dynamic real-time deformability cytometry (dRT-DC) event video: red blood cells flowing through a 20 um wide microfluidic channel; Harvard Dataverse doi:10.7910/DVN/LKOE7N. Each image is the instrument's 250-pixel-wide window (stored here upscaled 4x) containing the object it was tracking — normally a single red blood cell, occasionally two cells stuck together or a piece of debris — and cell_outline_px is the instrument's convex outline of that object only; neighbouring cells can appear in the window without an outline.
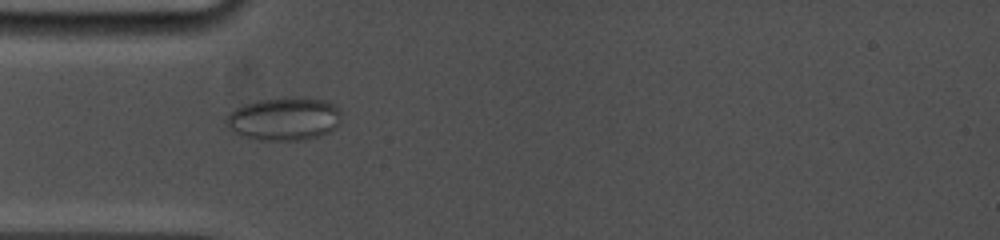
{"species": "common noctule bat (a hibernating species)", "species_latin": "Nyctalus noctula", "temperature_condition": "cold", "stored_images_in_passage": 29, "camera_frame_rate_fps": 5000, "um_per_image_px": 0.085, "animal": {"sex": "female", "body_mass_g": 19.0, "forearm_length_mm": 53.3}, "frame": {"image": 1, "passage_image": 3, "time_ms": 1.4, "image_size_px": [1000, 240], "cell_outline_px": [[340, 120], [336, 128], [328, 132], [304, 140], [260, 140], [244, 136], [236, 132], [224, 120], [224, 116], [228, 112], [244, 104], [256, 100], [300, 96], [328, 100], [340, 108]], "centroid_in_image_um": [24.18, 10.07], "position_along_channel_um": 60.8, "area_um2": 29.19}}
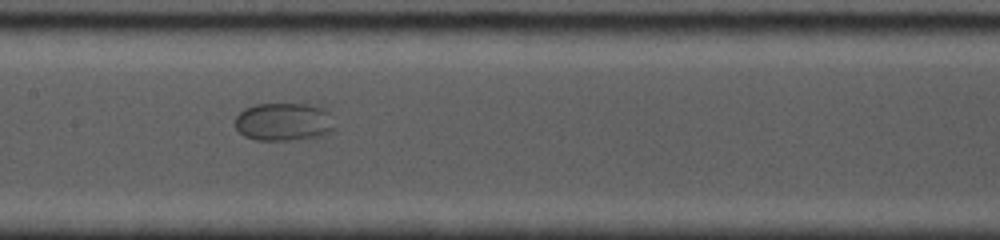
{"frame": {"image": 2, "passage_image": 8, "time_ms": 4.8, "image_size_px": [1000, 240], "cell_outline_px": [[336, 132], [324, 136], [288, 140], [256, 140], [244, 136], [236, 128], [236, 116], [244, 108], [256, 104], [320, 104], [328, 112], [336, 128]], "centroid_in_image_um": [24.19, 10.35], "position_along_channel_um": 183.2, "area_um2": 22.54}}
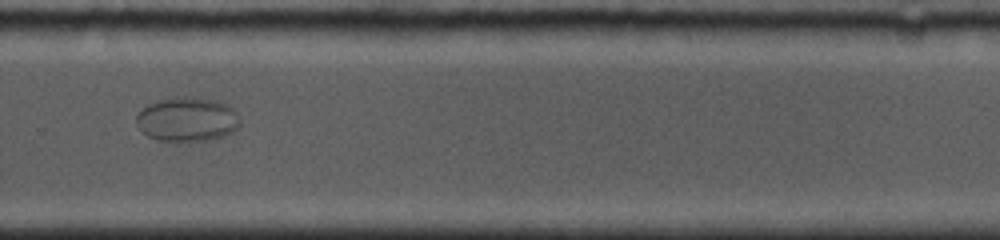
{"frame": {"image": 3, "passage_image": 17, "time_ms": 8.4, "image_size_px": [1000, 240], "cell_outline_px": [[240, 124], [232, 132], [224, 136], [212, 140], [156, 140], [148, 136], [136, 124], [136, 116], [148, 104], [160, 100], [188, 96], [212, 100], [224, 104], [232, 108], [240, 116]], "centroid_in_image_um": [15.93, 10.15], "position_along_channel_um": 313.9, "area_um2": 26.36}}